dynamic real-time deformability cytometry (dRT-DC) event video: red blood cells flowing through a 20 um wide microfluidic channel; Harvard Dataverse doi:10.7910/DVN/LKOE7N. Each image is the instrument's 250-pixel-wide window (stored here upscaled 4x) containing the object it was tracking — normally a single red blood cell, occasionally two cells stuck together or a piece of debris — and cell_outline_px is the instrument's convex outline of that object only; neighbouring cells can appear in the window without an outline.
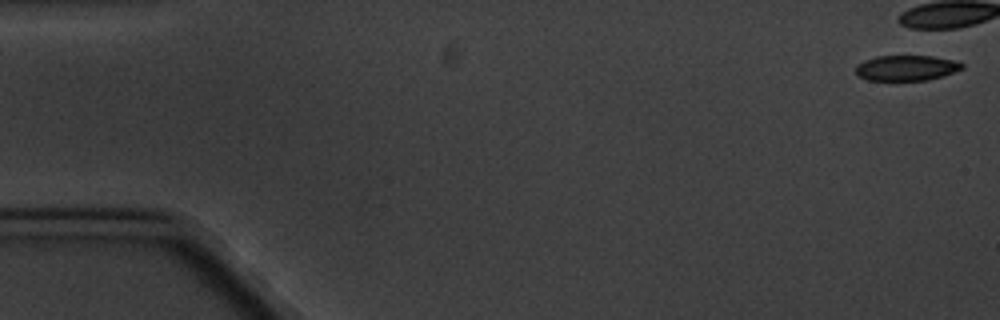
{"species": "common noctule bat (a hibernating species)", "species_latin": "Nyctalus noctula", "temperature_condition": "cold", "stored_images_in_passage": 7, "camera_frame_rate_fps": 3000, "um_per_image_px": 0.085, "animal": {"sex": "male", "body_mass_g": 20.1, "forearm_length_mm": 53.5}, "frame": {"image": 1, "passage_image": 1, "time_ms": 0.0, "image_size_px": [1000, 320], "cell_outline_px": [[964, 68], [928, 80], [868, 80], [856, 76], [856, 64], [864, 60], [876, 56], [932, 56], [952, 60], [964, 64]], "centroid_in_image_um": [76.98, 5.77], "position_along_channel_um": 8.0, "area_um2": 15.66}}